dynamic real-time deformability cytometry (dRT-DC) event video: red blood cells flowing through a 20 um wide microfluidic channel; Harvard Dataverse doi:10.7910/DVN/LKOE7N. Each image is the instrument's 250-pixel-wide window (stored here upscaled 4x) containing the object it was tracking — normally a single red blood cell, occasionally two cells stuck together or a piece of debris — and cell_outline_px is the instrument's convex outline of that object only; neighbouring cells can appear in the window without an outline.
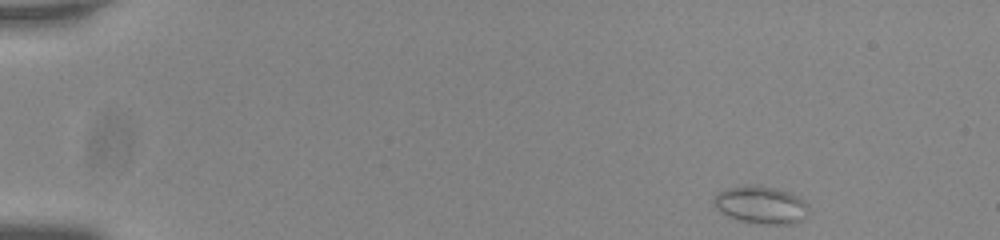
{"species": "common noctule bat (a hibernating species)", "species_latin": "Nyctalus noctula", "temperature_condition": "room temperature", "stored_images_in_passage": 50, "camera_frame_rate_fps": 3000, "um_per_image_px": 0.085, "animal": {"sex": "male", "body_mass_g": 20.0, "forearm_length_mm": 53.3}, "frame": {"image": 1, "passage_image": 1, "time_ms": 0.0, "image_size_px": [1000, 240], "cell_outline_px": [[808, 216], [804, 220], [796, 224], [756, 224], [740, 220], [728, 216], [716, 208], [712, 204], [712, 200], [720, 192], [728, 188], [744, 184], [760, 184], [788, 192], [804, 200], [808, 204]], "centroid_in_image_um": [64.71, 17.42], "position_along_channel_um": 20.3, "area_um2": 21.15}}
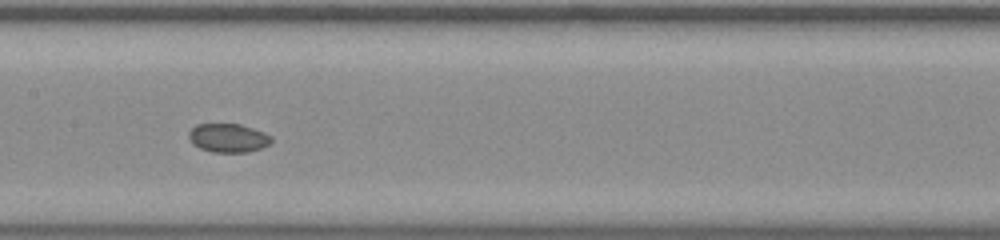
{"frame": {"image": 2, "passage_image": 24, "time_ms": 7.667, "image_size_px": [1000, 240], "cell_outline_px": [[272, 140], [268, 144], [260, 148], [248, 152], [212, 152], [200, 148], [192, 144], [188, 136], [188, 132], [196, 124], [240, 124], [264, 132], [272, 136]], "centroid_in_image_um": [19.37, 11.72], "position_along_channel_um": 188.0, "area_um2": 13.81}}
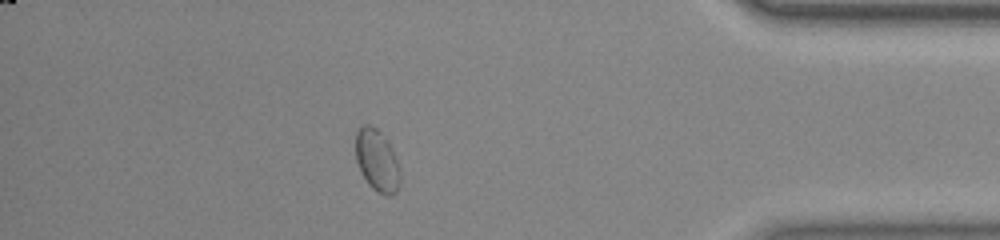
{"frame": {"image": 3, "passage_image": 44, "time_ms": 14.333, "image_size_px": [1000, 240], "cell_outline_px": [[400, 184], [396, 192], [392, 196], [384, 196], [376, 192], [368, 184], [360, 172], [356, 160], [356, 132], [364, 124], [368, 124], [376, 128], [388, 140], [396, 160], [400, 176]], "centroid_in_image_um": [32.04, 13.68], "position_along_channel_um": 403.2, "area_um2": 16.13}, "authors_computed_cell_mechanics": {"area_um2": 14.8835, "velocity_mm_per_s": 3.7145, "shape_relaxation_time_tau1_ms": 10.2056, "shape_relaxation_time_tau2_ms": null, "deformation_change_tau1": 0.1015, "deformation_change_tau2": null}}